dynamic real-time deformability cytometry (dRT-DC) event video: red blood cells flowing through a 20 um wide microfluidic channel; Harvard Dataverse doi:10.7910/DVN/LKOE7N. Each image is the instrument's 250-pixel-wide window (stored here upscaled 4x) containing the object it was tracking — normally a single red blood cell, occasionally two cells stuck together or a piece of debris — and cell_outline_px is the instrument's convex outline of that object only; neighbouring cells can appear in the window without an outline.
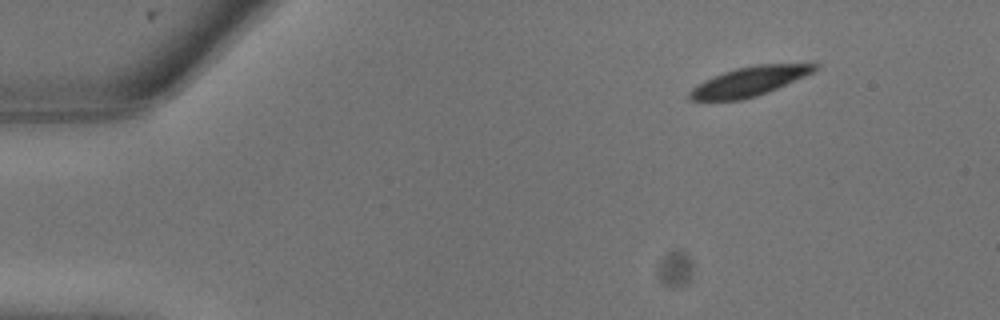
{"species": "common noctule bat (a hibernating species)", "species_latin": "Nyctalus noctula", "temperature_condition": "warm", "stored_images_in_passage": 23, "camera_frame_rate_fps": 3000, "um_per_image_px": 0.085, "animal": {"sex": "male", "body_mass_g": 13.3}, "frame": {"image": 1, "passage_image": 1, "time_ms": 0.0, "image_size_px": [1000, 320], "cell_outline_px": [[820, 68], [804, 76], [768, 92], [744, 100], [688, 100], [688, 92], [692, 88], [704, 80], [724, 72], [736, 68], [756, 64], [820, 64]], "centroid_in_image_um": [63.67, 6.92], "position_along_channel_um": 21.3, "area_um2": 21.21}}
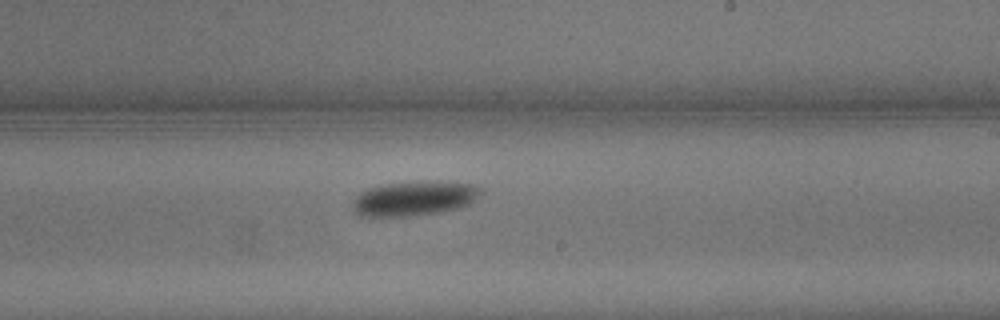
{"frame": {"image": 2, "passage_image": 13, "time_ms": 4.0, "image_size_px": [1000, 320], "cell_outline_px": [[480, 192], [468, 204], [460, 208], [444, 212], [416, 216], [356, 216], [352, 212], [352, 200], [360, 192], [368, 188], [388, 184], [428, 180], [440, 180], [476, 184], [480, 188]], "centroid_in_image_um": [35.18, 16.87], "position_along_channel_um": 253.8, "area_um2": 26.36}}
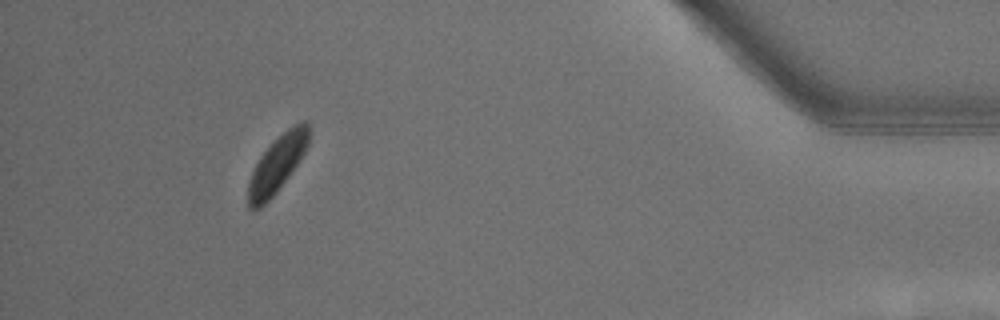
{"frame": {"image": 3, "passage_image": 21, "time_ms": 6.667, "image_size_px": [1000, 320], "cell_outline_px": [[308, 144], [304, 152], [296, 164], [276, 192], [260, 208], [252, 212], [248, 208], [248, 184], [252, 172], [260, 156], [288, 128], [304, 120], [308, 120]], "centroid_in_image_um": [23.52, 13.99], "position_along_channel_um": 411.7, "area_um2": 19.31}}